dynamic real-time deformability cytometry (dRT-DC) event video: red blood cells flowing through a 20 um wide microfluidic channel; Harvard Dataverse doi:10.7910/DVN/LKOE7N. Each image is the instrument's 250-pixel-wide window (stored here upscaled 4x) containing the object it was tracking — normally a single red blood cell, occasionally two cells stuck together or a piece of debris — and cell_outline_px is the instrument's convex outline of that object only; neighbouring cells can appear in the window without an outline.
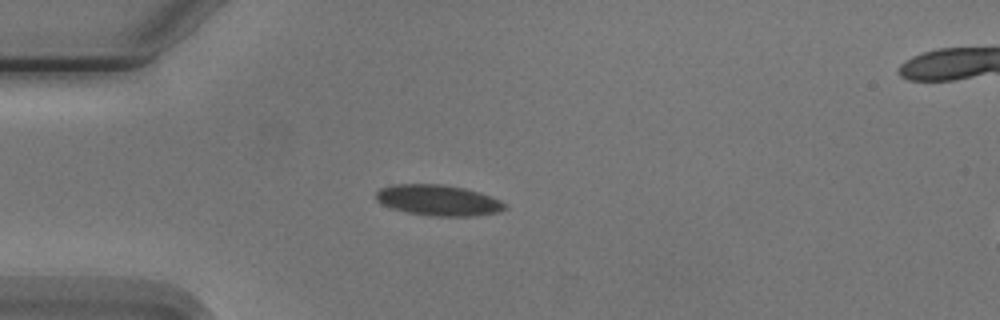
{"species": "Egyptian fruit bat (a non-hibernating species)", "species_latin": "Rousettus aegyptiacus", "temperature_condition": "cold", "stored_images_in_passage": 6, "camera_frame_rate_fps": 3000, "um_per_image_px": 0.085, "animal": {"sex": "male"}, "frame": {"image": 1, "passage_image": 4, "time_ms": 3.667, "image_size_px": [1000, 320], "cell_outline_px": [[508, 208], [500, 212], [476, 216], [432, 216], [408, 212], [392, 208], [376, 200], [376, 192], [380, 188], [392, 184], [440, 184], [464, 188], [480, 192], [500, 200], [508, 204]], "centroid_in_image_um": [37.3, 17.02], "position_along_channel_um": 47.7, "area_um2": 23.24}}
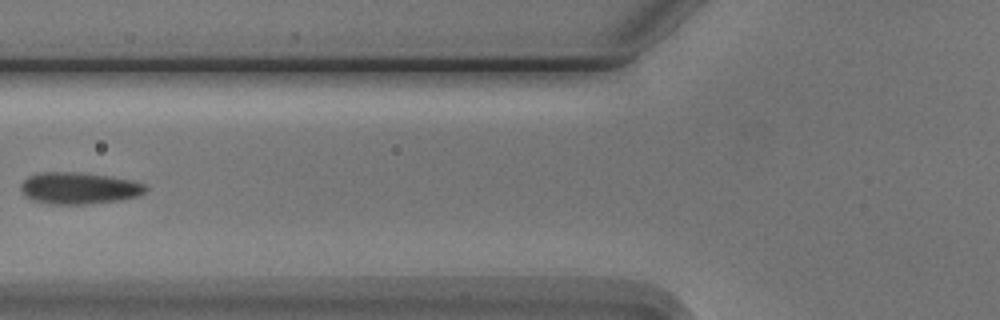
{"frame": {"image": 2, "passage_image": 6, "time_ms": 6.0, "image_size_px": [1000, 320], "cell_outline_px": [[148, 188], [140, 196], [120, 200], [84, 204], [48, 204], [32, 200], [20, 188], [20, 184], [28, 176], [36, 172], [80, 172], [108, 176], [132, 180], [144, 184]], "centroid_in_image_um": [6.71, 15.99], "position_along_channel_um": 119.1, "area_um2": 23.12}}